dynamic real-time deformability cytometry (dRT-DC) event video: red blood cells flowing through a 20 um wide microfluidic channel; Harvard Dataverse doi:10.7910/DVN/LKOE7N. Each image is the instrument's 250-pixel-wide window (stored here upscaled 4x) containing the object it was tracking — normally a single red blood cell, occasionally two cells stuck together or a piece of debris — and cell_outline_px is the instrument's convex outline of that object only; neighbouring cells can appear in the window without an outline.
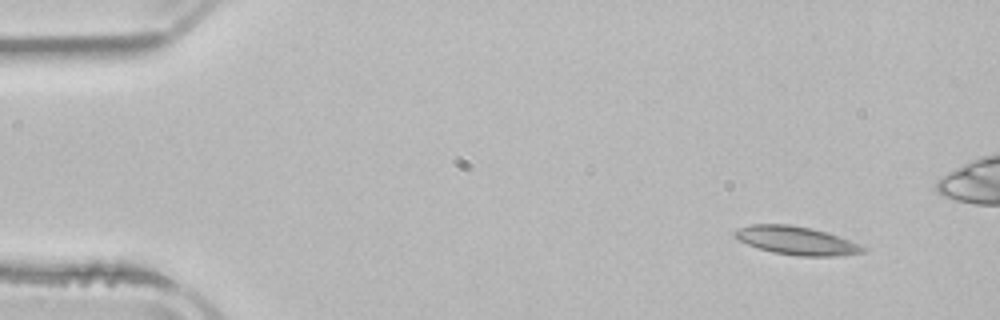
{"species": "common noctule bat (a hibernating species)", "species_latin": "Nyctalus noctula", "temperature_condition": "room temperature", "stored_images_in_passage": 4, "camera_frame_rate_fps": 3000, "um_per_image_px": 0.085, "animal": {"sex": "male", "body_mass_g": 21.5, "forearm_length_mm": 52.0}, "frame": {"image": 1, "passage_image": 4, "time_ms": 4.667, "image_size_px": [1000, 320], "cell_outline_px": [[868, 248], [864, 252], [836, 256], [796, 256], [772, 252], [748, 244], [740, 240], [732, 232], [736, 228], [752, 224], [792, 224], [812, 228], [828, 232]], "centroid_in_image_um": [67.69, 20.44], "position_along_channel_um": 17.3, "area_um2": 21.15}}